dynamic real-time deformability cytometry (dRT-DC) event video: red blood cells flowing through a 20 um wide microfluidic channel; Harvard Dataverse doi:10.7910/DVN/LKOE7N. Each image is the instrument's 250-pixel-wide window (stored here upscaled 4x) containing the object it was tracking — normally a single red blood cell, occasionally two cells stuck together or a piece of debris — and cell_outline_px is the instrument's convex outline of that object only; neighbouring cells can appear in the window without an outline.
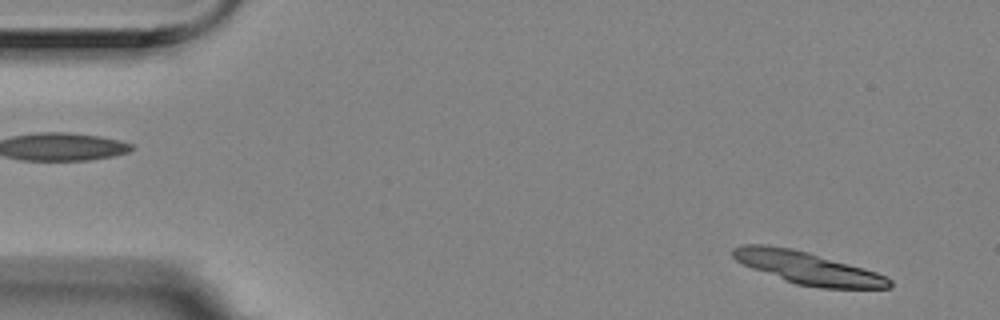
{"species": "Egyptian fruit bat (a non-hibernating species)", "species_latin": "Rousettus aegyptiacus", "temperature_condition": "room temperature", "stored_images_in_passage": 6, "segment_of_instrument_passage": [2, 2], "camera_frame_rate_fps": 3000, "um_per_image_px": 0.085, "animal": {"sex": "female"}, "frame": {"image": 1, "passage_image": 6, "time_ms": 1.667, "image_size_px": [1000, 320], "cell_outline_px": [[892, 288], [820, 288], [796, 284], [784, 280], [752, 268], [736, 260], [732, 256], [732, 248], [744, 244], [764, 244], [792, 248], [808, 252], [864, 268], [876, 272], [892, 280]], "centroid_in_image_um": [68.65, 22.77], "position_along_channel_um": 16.4, "area_um2": 29.42}}